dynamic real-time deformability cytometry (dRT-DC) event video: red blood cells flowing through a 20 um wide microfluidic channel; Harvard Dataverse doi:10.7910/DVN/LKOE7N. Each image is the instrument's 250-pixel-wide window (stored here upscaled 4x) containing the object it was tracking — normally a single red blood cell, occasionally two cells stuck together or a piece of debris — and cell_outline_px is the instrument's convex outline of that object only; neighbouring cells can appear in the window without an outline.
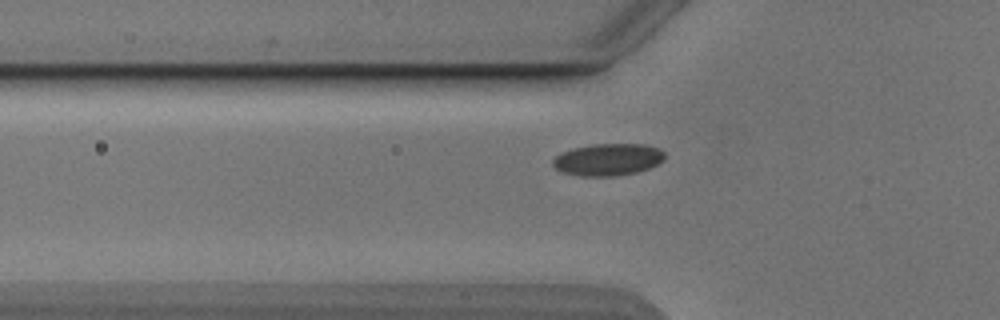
{"species": "Egyptian fruit bat (a non-hibernating species)", "species_latin": "Rousettus aegyptiacus", "temperature_condition": "cold", "stored_images_in_passage": 38, "camera_frame_rate_fps": 3000, "um_per_image_px": 0.085, "animal": {"sex": "male"}, "frame": {"image": 1, "passage_image": 5, "time_ms": 1.333, "image_size_px": [1000, 320], "cell_outline_px": [[664, 160], [648, 168], [636, 172], [612, 176], [580, 176], [564, 172], [556, 168], [552, 164], [552, 160], [560, 152], [572, 148], [592, 144], [644, 144], [660, 148], [664, 152]], "centroid_in_image_um": [51.66, 13.55], "position_along_channel_um": 74.1, "area_um2": 20.87}}
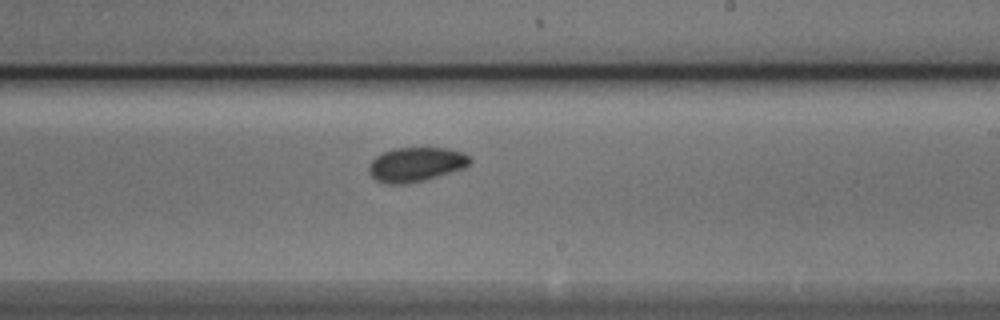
{"frame": {"image": 2, "passage_image": 19, "time_ms": 6.0, "image_size_px": [1000, 320], "cell_outline_px": [[472, 160], [464, 168], [424, 180], [404, 184], [388, 184], [376, 180], [368, 172], [368, 164], [376, 156], [384, 152], [396, 148], [448, 148], [460, 152], [468, 156]], "centroid_in_image_um": [35.32, 13.98], "position_along_channel_um": 253.7, "area_um2": 20.06}}
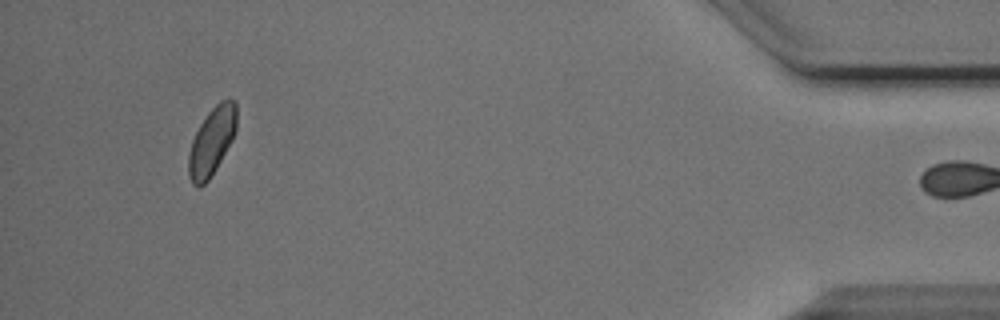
{"frame": {"image": 3, "passage_image": 37, "time_ms": 12.0, "image_size_px": [1000, 320], "cell_outline_px": [[236, 132], [232, 140], [216, 168], [208, 180], [204, 184], [192, 184], [188, 176], [188, 156], [192, 140], [200, 124], [208, 112], [220, 100], [228, 96], [236, 104]], "centroid_in_image_um": [18.01, 11.97], "position_along_channel_um": 417.2, "area_um2": 18.84}, "authors_computed_cell_mechanics": {"area_um2": 19.5942, "velocity_mm_per_s": 3.8441, "shape_relaxation_time_tau1_ms": 2.6213, "shape_relaxation_time_tau2_ms": 4.2428, "deformation_change_tau1": 0.0557, "deformation_change_tau2": 0.0538}}